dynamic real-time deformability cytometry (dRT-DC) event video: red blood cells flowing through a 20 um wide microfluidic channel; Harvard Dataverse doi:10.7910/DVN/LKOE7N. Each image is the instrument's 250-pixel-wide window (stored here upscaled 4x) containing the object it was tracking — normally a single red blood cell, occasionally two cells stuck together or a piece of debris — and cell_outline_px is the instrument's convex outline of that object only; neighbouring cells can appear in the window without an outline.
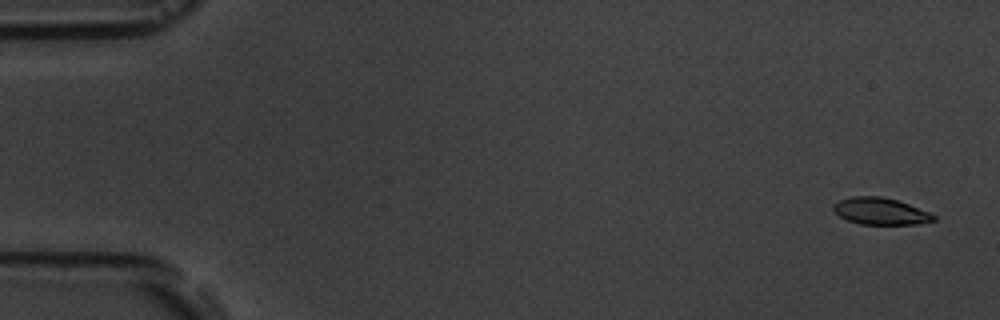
{"species": "common noctule bat (a hibernating species)", "species_latin": "Nyctalus noctula", "temperature_condition": "room temperature", "stored_images_in_passage": 6, "camera_frame_rate_fps": 3000, "um_per_image_px": 0.085, "animal": {"sex": "male", "body_mass_g": 19.5, "forearm_length_mm": 54.6}, "frame": {"image": 1, "passage_image": 1, "time_ms": 0.0, "image_size_px": [1000, 320], "cell_outline_px": [[936, 220], [916, 224], [860, 224], [848, 220], [840, 216], [832, 208], [832, 204], [840, 200], [852, 196], [880, 196], [896, 200], [908, 204], [928, 212], [936, 216]], "centroid_in_image_um": [74.82, 17.95], "position_along_channel_um": 10.2, "area_um2": 15.49}}
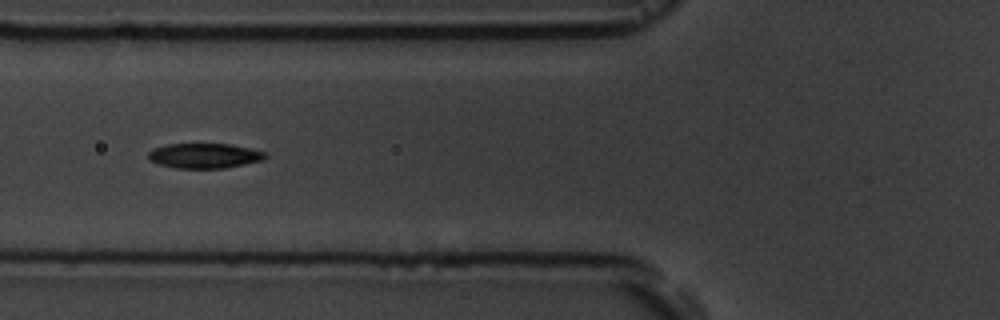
{"frame": {"image": 2, "passage_image": 6, "time_ms": 6.333, "image_size_px": [1000, 320], "cell_outline_px": [[268, 156], [264, 160], [224, 168], [176, 168], [160, 164], [148, 160], [148, 152], [152, 148], [168, 144], [232, 144], [268, 152]], "centroid_in_image_um": [17.4, 13.23], "position_along_channel_um": 108.4, "area_um2": 17.17}}